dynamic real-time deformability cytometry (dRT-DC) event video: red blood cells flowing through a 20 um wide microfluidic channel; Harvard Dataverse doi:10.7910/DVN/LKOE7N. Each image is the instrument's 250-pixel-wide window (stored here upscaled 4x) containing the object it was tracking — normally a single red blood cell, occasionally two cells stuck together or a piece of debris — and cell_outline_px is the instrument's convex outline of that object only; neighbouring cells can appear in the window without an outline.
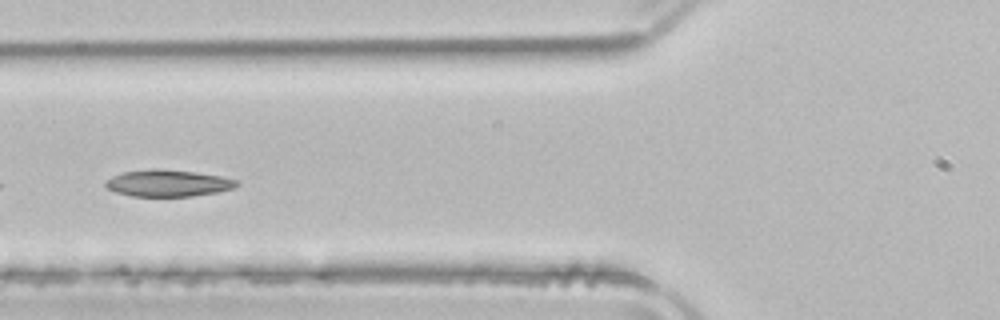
{"species": "common noctule bat (a hibernating species)", "species_latin": "Nyctalus noctula", "temperature_condition": "room temperature", "stored_images_in_passage": 34, "camera_frame_rate_fps": 3000, "um_per_image_px": 0.085, "animal": {"sex": "male", "body_mass_g": 21.5, "forearm_length_mm": 52.0}, "frame": {"image": 1, "passage_image": 15, "time_ms": 4.667, "image_size_px": [1000, 320], "cell_outline_px": [[240, 184], [232, 188], [216, 192], [192, 196], [132, 196], [116, 192], [108, 188], [104, 184], [104, 180], [112, 176], [124, 172], [152, 168], [160, 168], [196, 172], [220, 176], [236, 180]], "centroid_in_image_um": [14.24, 15.56], "position_along_channel_um": 111.6, "area_um2": 20.4}}